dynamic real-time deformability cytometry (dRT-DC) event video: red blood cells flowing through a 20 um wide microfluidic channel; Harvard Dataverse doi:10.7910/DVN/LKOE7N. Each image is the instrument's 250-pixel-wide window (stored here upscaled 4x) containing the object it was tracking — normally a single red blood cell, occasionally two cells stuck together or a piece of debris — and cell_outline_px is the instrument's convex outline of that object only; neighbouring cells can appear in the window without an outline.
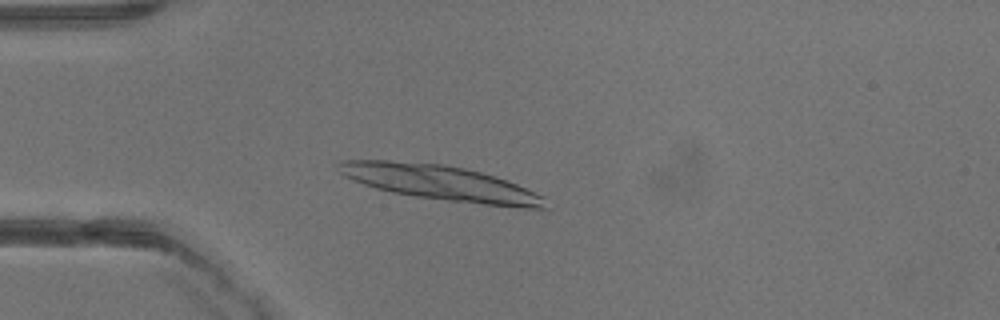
{"species": "common noctule bat (a hibernating species)", "species_latin": "Nyctalus noctula", "temperature_condition": "warm", "stored_images_in_passage": 14, "camera_frame_rate_fps": 3000, "um_per_image_px": 0.085, "animal": {"sex": "male", "body_mass_g": 13.3}, "frame": {"image": 1, "passage_image": 10, "time_ms": 3.0, "image_size_px": [1000, 320], "cell_outline_px": [[552, 208], [524, 208], [484, 204], [448, 200], [416, 196], [392, 192], [376, 188], [352, 180], [344, 176], [340, 172], [336, 164], [340, 160], [388, 160], [440, 164], [464, 168], [480, 172], [516, 184], [536, 192], [544, 196]], "centroid_in_image_um": [37.45, 15.54], "position_along_channel_um": 47.5, "area_um2": 41.79}}